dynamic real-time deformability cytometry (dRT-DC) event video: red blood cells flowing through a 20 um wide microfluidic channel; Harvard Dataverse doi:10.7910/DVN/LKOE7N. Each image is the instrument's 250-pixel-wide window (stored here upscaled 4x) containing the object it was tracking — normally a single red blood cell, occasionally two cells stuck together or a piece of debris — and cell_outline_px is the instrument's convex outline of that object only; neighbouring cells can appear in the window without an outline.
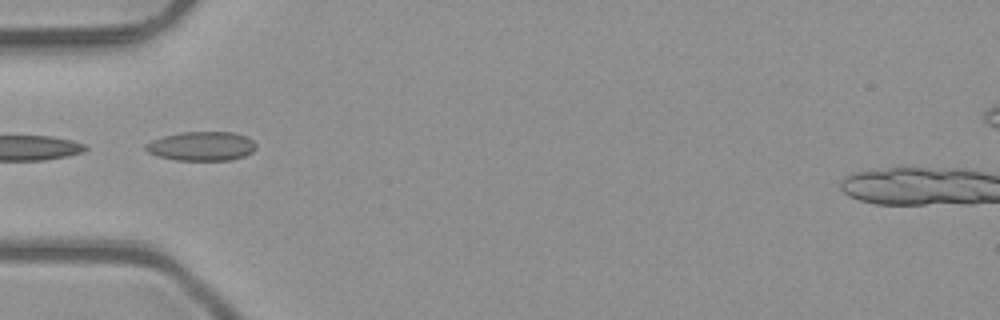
{"species": "common noctule bat (a hibernating species)", "species_latin": "Nyctalus noctula", "temperature_condition": "room temperature", "stored_images_in_passage": 5, "camera_frame_rate_fps": 3000, "um_per_image_px": 0.085, "animal": {"sex": "male", "body_mass_g": 23.1, "forearm_length_mm": 52.7}, "frame": {"image": 1, "passage_image": 5, "time_ms": 1.333, "image_size_px": [1000, 320], "cell_outline_px": [[256, 148], [252, 152], [244, 156], [228, 160], [176, 160], [160, 156], [148, 152], [144, 148], [144, 144], [152, 140], [164, 136], [184, 132], [232, 132], [244, 136], [252, 140], [256, 144]], "centroid_in_image_um": [17.13, 12.42], "position_along_channel_um": 67.9, "area_um2": 18.55}}